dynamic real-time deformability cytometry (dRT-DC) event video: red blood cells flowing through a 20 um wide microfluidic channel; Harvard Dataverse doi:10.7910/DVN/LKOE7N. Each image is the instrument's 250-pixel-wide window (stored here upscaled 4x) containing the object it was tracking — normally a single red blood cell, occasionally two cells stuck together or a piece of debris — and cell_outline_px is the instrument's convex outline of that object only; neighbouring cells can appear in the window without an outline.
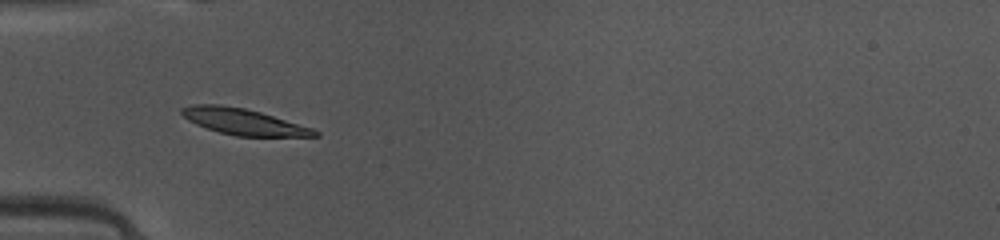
{"species": "common noctule bat (a hibernating species)", "species_latin": "Nyctalus noctula", "temperature_condition": "warm", "stored_images_in_passage": 34, "camera_frame_rate_fps": 3000, "um_per_image_px": 0.085, "animal": {"sex": "female", "body_mass_g": 10.0, "forearm_length_mm": 53.1}, "frame": {"image": 1, "passage_image": 1, "time_ms": 0.0, "image_size_px": [1000, 240], "cell_outline_px": [[320, 136], [236, 136], [220, 132], [196, 124], [188, 120], [180, 112], [180, 108], [196, 104], [220, 104], [244, 108], [260, 112], [312, 128], [320, 132]], "centroid_in_image_um": [20.68, 10.34], "position_along_channel_um": 64.3, "area_um2": 20.0}}
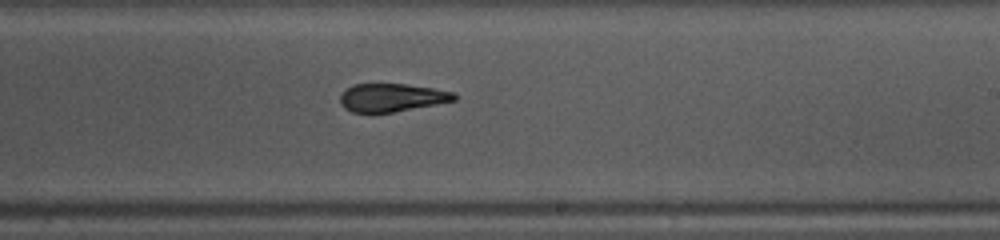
{"frame": {"image": 2, "passage_image": 15, "time_ms": 4.667, "image_size_px": [1000, 240], "cell_outline_px": [[456, 100], [436, 104], [392, 112], [352, 112], [344, 108], [340, 104], [340, 96], [352, 84], [404, 84], [432, 88], [452, 92], [456, 96]], "centroid_in_image_um": [33.27, 8.29], "position_along_channel_um": 255.7, "area_um2": 18.38}}
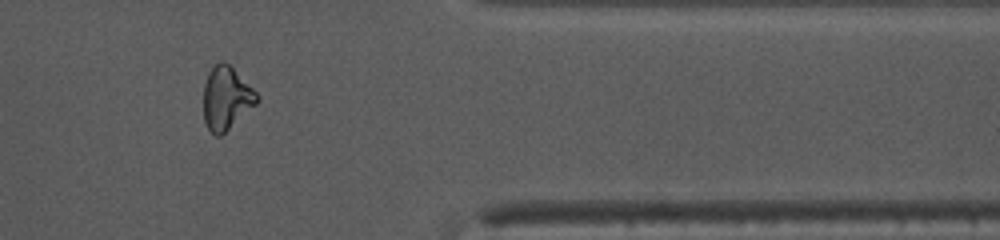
{"frame": {"image": 3, "passage_image": 26, "time_ms": 8.333, "image_size_px": [1000, 240], "cell_outline_px": [[260, 100], [256, 104], [220, 136], [216, 136], [208, 128], [204, 120], [204, 84], [208, 72], [212, 64], [220, 60], [224, 60], [260, 96]], "centroid_in_image_um": [19.22, 8.31], "position_along_channel_um": 392.2, "area_um2": 19.48}, "authors_computed_cell_mechanics": {"area_um2": 19.6809, "velocity_mm_per_s": 4.1242, "shape_relaxation_time_tau1_ms": 4.3342, "shape_relaxation_time_tau2_ms": 2.933, "deformation_change_tau1": 0.1706, "deformation_change_tau2": 0.0864}}